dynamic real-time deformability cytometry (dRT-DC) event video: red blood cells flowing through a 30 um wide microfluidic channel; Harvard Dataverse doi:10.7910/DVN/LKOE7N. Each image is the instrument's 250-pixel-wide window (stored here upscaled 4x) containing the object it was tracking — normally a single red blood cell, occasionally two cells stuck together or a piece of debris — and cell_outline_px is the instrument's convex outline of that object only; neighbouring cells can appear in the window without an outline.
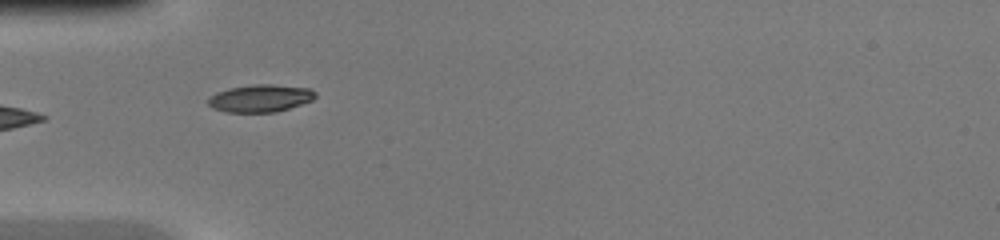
{"species": "common noctule bat (a hibernating species)", "species_latin": "Nyctalus noctula", "temperature_condition": "warm", "stored_images_in_passage": 21, "camera_frame_rate_fps": 3000, "um_per_image_px": 0.085, "animal": {"sex": "female", "body_mass_g": 20.0, "forearm_length_mm": 54.0}, "frame": {"image": 1, "passage_image": 1, "time_ms": 0.0, "image_size_px": [1000, 240], "cell_outline_px": [[316, 96], [312, 100], [276, 112], [224, 112], [212, 108], [208, 104], [208, 100], [216, 92], [228, 88], [256, 84], [272, 84], [308, 88], [316, 92]], "centroid_in_image_um": [22.11, 8.35], "position_along_channel_um": 62.9, "area_um2": 17.05}}